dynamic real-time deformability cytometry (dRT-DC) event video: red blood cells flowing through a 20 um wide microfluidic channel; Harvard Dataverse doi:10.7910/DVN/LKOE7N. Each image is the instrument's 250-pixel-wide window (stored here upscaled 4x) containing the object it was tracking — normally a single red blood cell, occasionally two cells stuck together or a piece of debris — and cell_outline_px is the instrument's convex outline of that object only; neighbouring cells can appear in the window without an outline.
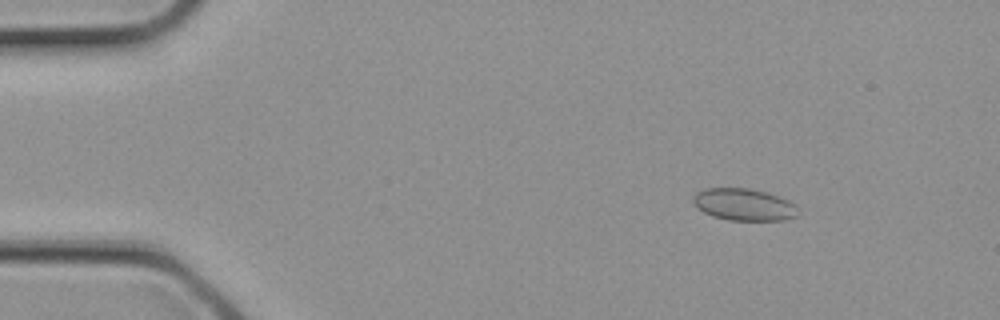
{"species": "common noctule bat (a hibernating species)", "species_latin": "Nyctalus noctula", "temperature_condition": "cold", "stored_images_in_passage": 1, "camera_frame_rate_fps": 3000, "um_per_image_px": 0.085, "animal": {"sex": "female", "body_mass_g": 21.9}, "frame": {"image": 1, "passage_image": 1, "time_ms": 0.0, "image_size_px": [1000, 320], "cell_outline_px": [[796, 216], [784, 220], [728, 220], [712, 216], [696, 208], [692, 204], [692, 196], [696, 192], [704, 188], [752, 188], [768, 192], [780, 196], [796, 204]], "centroid_in_image_um": [63.19, 17.37], "position_along_channel_um": 21.8, "area_um2": 19.88}}